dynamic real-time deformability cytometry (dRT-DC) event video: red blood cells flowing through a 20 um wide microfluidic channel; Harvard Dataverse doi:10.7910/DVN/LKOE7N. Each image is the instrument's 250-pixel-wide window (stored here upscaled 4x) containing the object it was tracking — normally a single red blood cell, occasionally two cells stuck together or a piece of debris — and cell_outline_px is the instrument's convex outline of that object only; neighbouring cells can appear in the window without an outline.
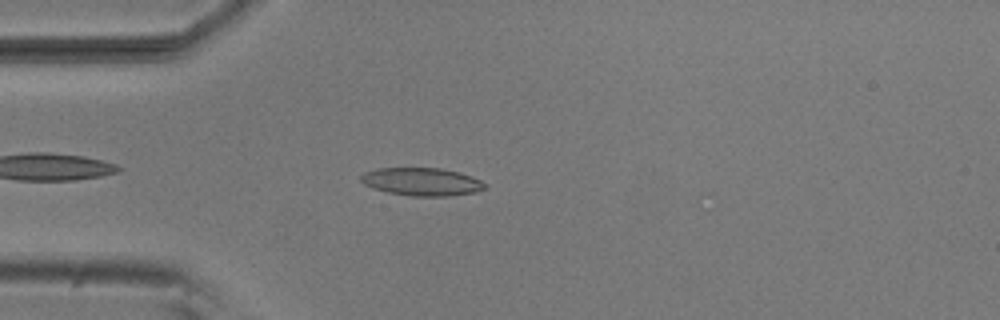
{"species": "common noctule bat (a hibernating species)", "species_latin": "Nyctalus noctula", "temperature_condition": "room temperature", "stored_images_in_passage": 35, "camera_frame_rate_fps": 3000, "um_per_image_px": 0.085, "animal": {"sex": "male", "body_mass_g": 20.5, "forearm_length_mm": 52.5}, "frame": {"image": 1, "passage_image": 3, "time_ms": 0.667, "image_size_px": [1000, 320], "cell_outline_px": [[488, 184], [484, 188], [476, 192], [448, 196], [412, 196], [388, 192], [372, 188], [364, 184], [360, 180], [360, 176], [364, 172], [376, 168], [440, 168], [460, 172], [472, 176]], "centroid_in_image_um": [35.85, 15.44], "position_along_channel_um": 49.2, "area_um2": 20.29}}
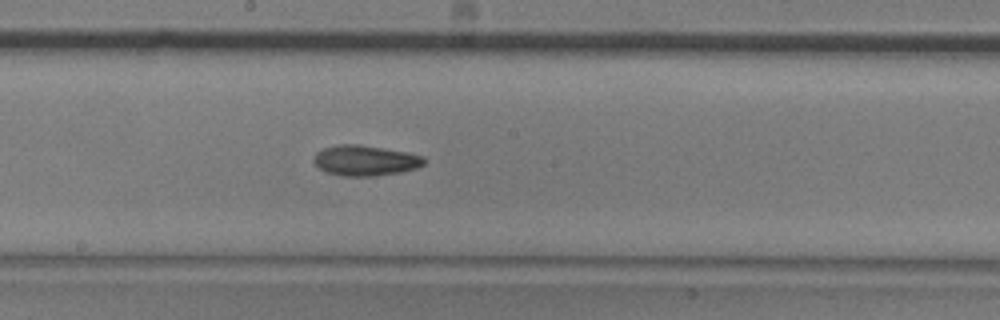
{"frame": {"image": 2, "passage_image": 17, "time_ms": 5.333, "image_size_px": [1000, 320], "cell_outline_px": [[428, 160], [424, 164], [416, 168], [400, 172], [372, 176], [344, 176], [324, 172], [312, 160], [316, 152], [324, 148], [340, 144], [360, 144], [408, 152], [424, 156]], "centroid_in_image_um": [31.06, 13.63], "position_along_channel_um": 217.1, "area_um2": 19.71}}
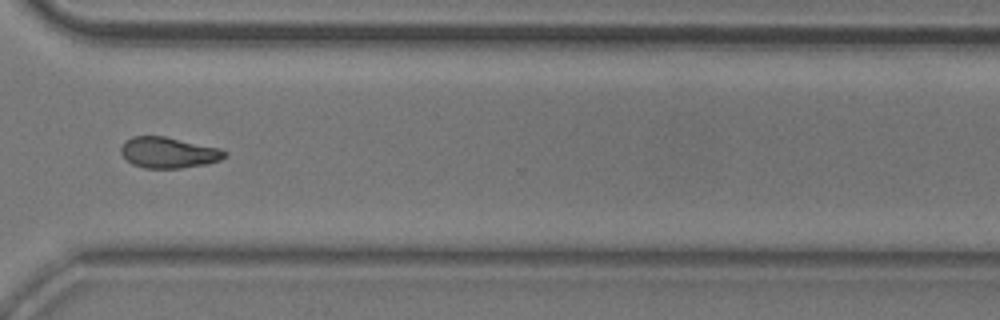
{"frame": {"image": 3, "passage_image": 28, "time_ms": 9.0, "image_size_px": [1000, 320], "cell_outline_px": [[228, 156], [220, 160], [208, 164], [180, 168], [144, 168], [132, 164], [120, 152], [120, 148], [124, 140], [132, 136], [164, 136], [220, 148], [228, 152]], "centroid_in_image_um": [14.34, 12.97], "position_along_channel_um": 356.3, "area_um2": 18.84}, "authors_computed_cell_mechanics": {"area_um2": 18.8428, "velocity_mm_per_s": 3.8127, "shape_relaxation_time_tau1_ms": 6.6741, "shape_relaxation_time_tau2_ms": 5.7457, "deformation_change_tau1": 0.1637, "deformation_change_tau2": 0.1075}}